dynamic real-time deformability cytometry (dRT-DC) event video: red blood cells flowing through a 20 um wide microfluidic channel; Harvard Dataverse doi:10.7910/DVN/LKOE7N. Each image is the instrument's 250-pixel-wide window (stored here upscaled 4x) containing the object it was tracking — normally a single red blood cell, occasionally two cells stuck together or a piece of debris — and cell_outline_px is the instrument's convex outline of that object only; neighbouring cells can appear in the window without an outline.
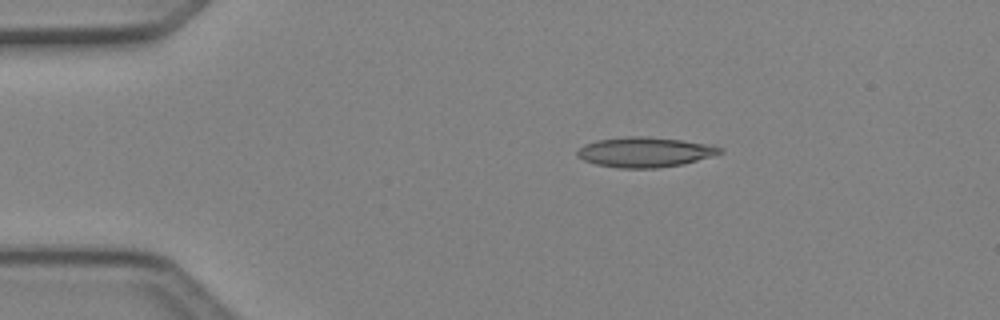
{"species": "Egyptian fruit bat (a non-hibernating species)", "species_latin": "Rousettus aegyptiacus", "temperature_condition": "cold", "stored_images_in_passage": 5, "camera_frame_rate_fps": 3000, "um_per_image_px": 0.085, "animal": {"sex": "female"}, "frame": {"image": 1, "passage_image": 3, "time_ms": 0.667, "image_size_px": [1000, 320], "cell_outline_px": [[724, 152], [712, 156], [680, 164], [656, 168], [616, 168], [596, 164], [584, 160], [576, 156], [576, 152], [584, 144], [596, 140], [624, 136], [648, 136], [680, 140], [704, 144], [724, 148]], "centroid_in_image_um": [54.76, 12.92], "position_along_channel_um": 30.2, "area_um2": 24.85}}
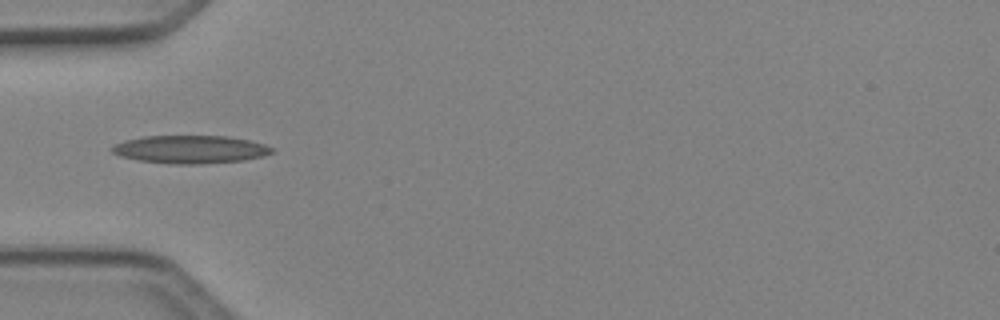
{"frame": {"image": 2, "passage_image": 5, "time_ms": 1.333, "image_size_px": [1000, 320], "cell_outline_px": [[276, 152], [264, 156], [244, 160], [200, 164], [168, 164], [140, 160], [120, 156], [112, 152], [112, 144], [124, 140], [144, 136], [228, 136], [248, 140], [264, 144], [272, 148]], "centroid_in_image_um": [16.18, 12.7], "position_along_channel_um": 68.8, "area_um2": 26.18}}